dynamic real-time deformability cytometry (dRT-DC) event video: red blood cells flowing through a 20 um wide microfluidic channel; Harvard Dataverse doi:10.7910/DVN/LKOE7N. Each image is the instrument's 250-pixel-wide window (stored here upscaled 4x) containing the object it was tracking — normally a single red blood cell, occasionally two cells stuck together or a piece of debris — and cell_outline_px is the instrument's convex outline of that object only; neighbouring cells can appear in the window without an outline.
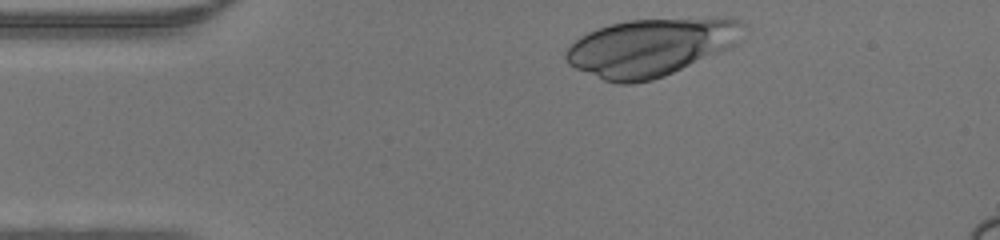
{"species": "human", "species_latin": "Homo sapiens", "temperature_condition": "warm", "stored_images_in_passage": 22, "camera_frame_rate_fps": 3000, "um_per_image_px": 0.085, "donor": {"sex": "male"}, "frame": {"image": 1, "passage_image": 2, "time_ms": 0.333, "image_size_px": [1000, 240], "cell_outline_px": [[748, 24], [740, 40], [736, 44], [720, 52], [664, 76], [652, 80], [632, 84], [616, 84], [604, 80], [576, 68], [568, 64], [564, 56], [564, 52], [580, 36], [596, 28], [608, 24], [628, 20], [740, 20]], "centroid_in_image_um": [55.27, 4.04], "position_along_channel_um": 29.7, "area_um2": 58.78}}